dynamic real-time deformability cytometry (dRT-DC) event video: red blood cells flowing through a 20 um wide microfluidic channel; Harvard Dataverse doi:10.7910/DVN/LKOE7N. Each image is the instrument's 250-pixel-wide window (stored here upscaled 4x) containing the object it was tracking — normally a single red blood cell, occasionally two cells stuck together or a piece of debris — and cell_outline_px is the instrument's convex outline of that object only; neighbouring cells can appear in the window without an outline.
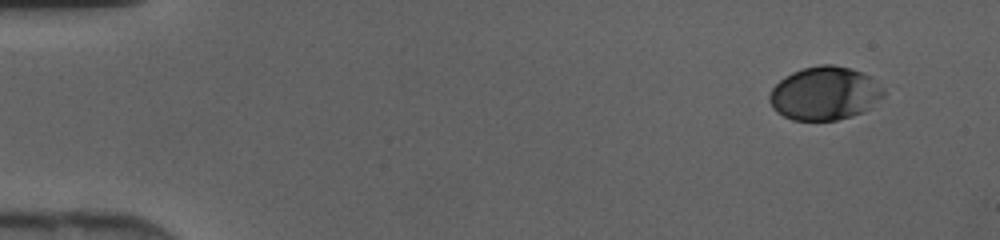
{"species": "human", "species_latin": "Homo sapiens", "temperature_condition": "cold", "stored_images_in_passage": 43, "camera_frame_rate_fps": 3000, "um_per_image_px": 0.085, "donor": {"sex": "female"}, "frame": {"image": 1, "passage_image": 1, "time_ms": 0.0, "image_size_px": [1000, 240], "cell_outline_px": [[884, 96], [872, 108], [864, 112], [852, 116], [836, 120], [792, 120], [776, 112], [772, 108], [768, 100], [768, 96], [772, 88], [784, 76], [792, 72], [804, 68], [820, 64], [832, 64], [848, 68], [872, 76], [884, 88]], "centroid_in_image_um": [70.11, 7.94], "position_along_channel_um": 14.9, "area_um2": 35.95}}
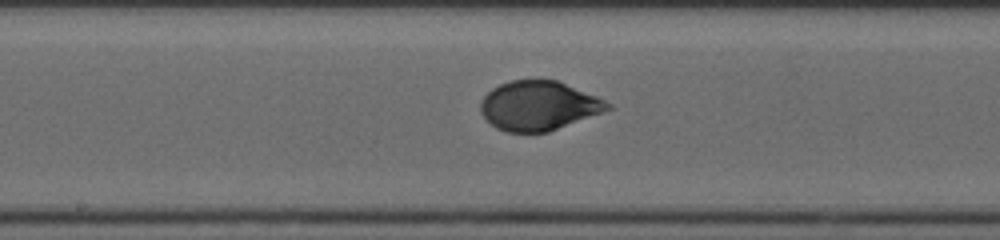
{"frame": {"image": 2, "passage_image": 22, "time_ms": 7.0, "image_size_px": [1000, 240], "cell_outline_px": [[612, 108], [548, 132], [508, 132], [496, 128], [480, 112], [480, 100], [492, 88], [500, 84], [512, 80], [556, 80], [596, 96], [612, 104]], "centroid_in_image_um": [45.75, 8.98], "position_along_channel_um": 202.4, "area_um2": 36.13}}
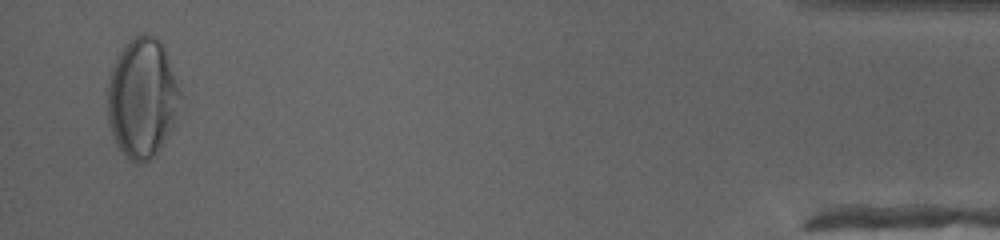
{"frame": {"image": 3, "passage_image": 42, "time_ms": 13.667, "image_size_px": [1000, 240], "cell_outline_px": [[180, 100], [172, 124], [156, 156], [144, 164], [136, 164], [124, 156], [116, 144], [112, 136], [108, 124], [108, 84], [112, 68], [124, 44], [136, 36], [144, 32], [156, 36], [160, 40], [180, 92]], "centroid_in_image_um": [12.05, 8.37], "position_along_channel_um": 423.2, "area_um2": 50.29}}